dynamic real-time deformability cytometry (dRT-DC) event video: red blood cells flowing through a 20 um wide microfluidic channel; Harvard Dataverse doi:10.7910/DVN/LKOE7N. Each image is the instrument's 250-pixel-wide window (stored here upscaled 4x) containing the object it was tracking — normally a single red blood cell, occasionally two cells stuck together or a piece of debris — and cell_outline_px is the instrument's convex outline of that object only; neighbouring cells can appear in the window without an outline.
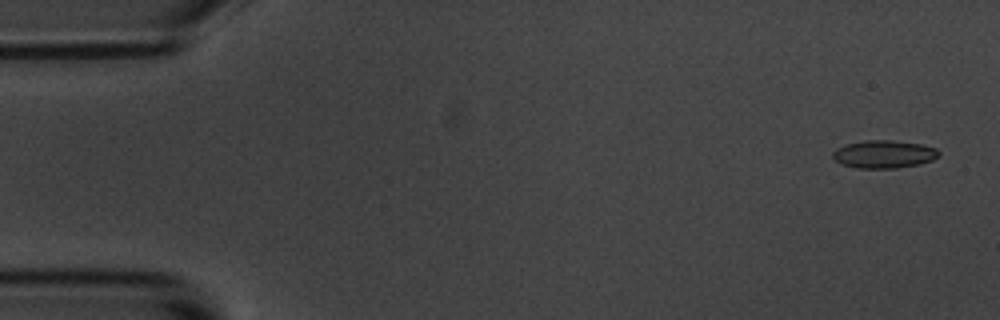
{"species": "common noctule bat (a hibernating species)", "species_latin": "Nyctalus noctula", "temperature_condition": "room temperature", "stored_images_in_passage": 4, "camera_frame_rate_fps": 3000, "um_per_image_px": 0.085, "animal": {"sex": "male", "body_mass_g": 20.1, "forearm_length_mm": 53.5}, "frame": {"image": 1, "passage_image": 1, "time_ms": 0.0, "image_size_px": [1000, 320], "cell_outline_px": [[940, 156], [932, 160], [920, 164], [896, 168], [856, 168], [840, 164], [832, 156], [832, 152], [836, 148], [848, 144], [864, 140], [892, 140], [920, 144], [936, 148], [940, 152]], "centroid_in_image_um": [75.14, 13.11], "position_along_channel_um": 9.9, "area_um2": 17.28}}